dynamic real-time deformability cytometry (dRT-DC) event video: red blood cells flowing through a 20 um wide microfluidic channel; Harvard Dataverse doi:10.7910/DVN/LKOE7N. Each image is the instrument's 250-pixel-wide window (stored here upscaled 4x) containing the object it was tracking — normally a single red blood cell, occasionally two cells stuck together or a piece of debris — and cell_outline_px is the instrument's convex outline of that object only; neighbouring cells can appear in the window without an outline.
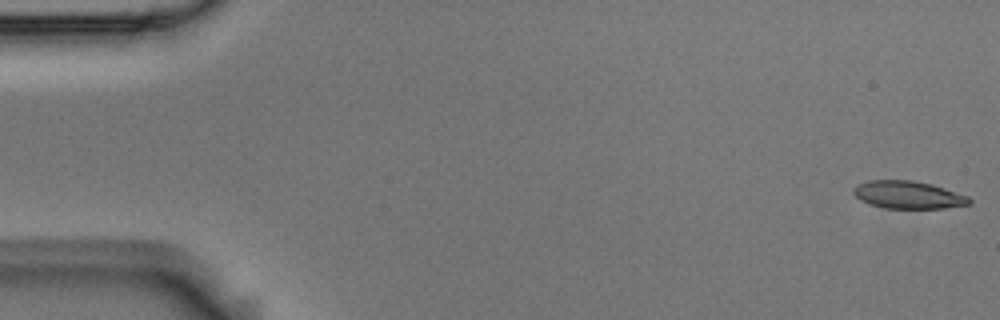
{"species": "Egyptian fruit bat (a non-hibernating species)", "species_latin": "Rousettus aegyptiacus", "temperature_condition": "room temperature", "stored_images_in_passage": 6, "camera_frame_rate_fps": 3000, "um_per_image_px": 0.085, "animal": {"sex": "male"}, "frame": {"image": 1, "passage_image": 1, "time_ms": 0.0, "image_size_px": [1000, 320], "cell_outline_px": [[972, 204], [944, 208], [884, 208], [868, 204], [860, 200], [852, 192], [852, 188], [856, 184], [868, 180], [912, 180], [932, 184], [968, 196], [972, 200]], "centroid_in_image_um": [77.16, 16.56], "position_along_channel_um": 7.8, "area_um2": 18.84}}
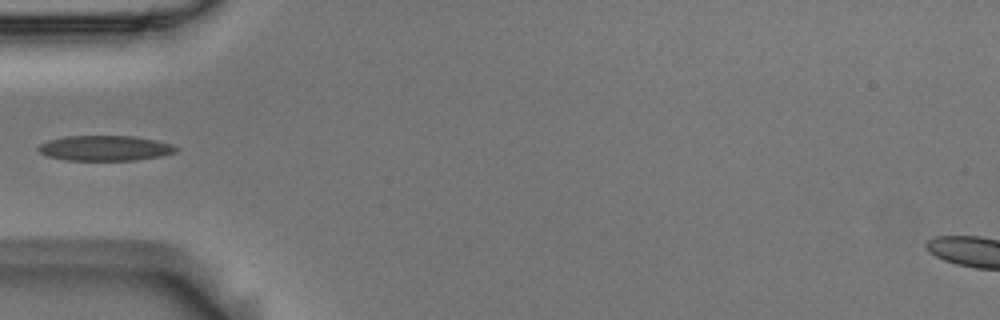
{"frame": {"image": 2, "passage_image": 5, "time_ms": 1.333, "image_size_px": [1000, 320], "cell_outline_px": [[180, 148], [176, 152], [160, 156], [136, 160], [64, 160], [48, 156], [40, 152], [36, 148], [40, 144], [48, 140], [64, 136], [136, 136], [156, 140], [172, 144]], "centroid_in_image_um": [8.94, 12.59], "position_along_channel_um": 76.1, "area_um2": 20.35}}
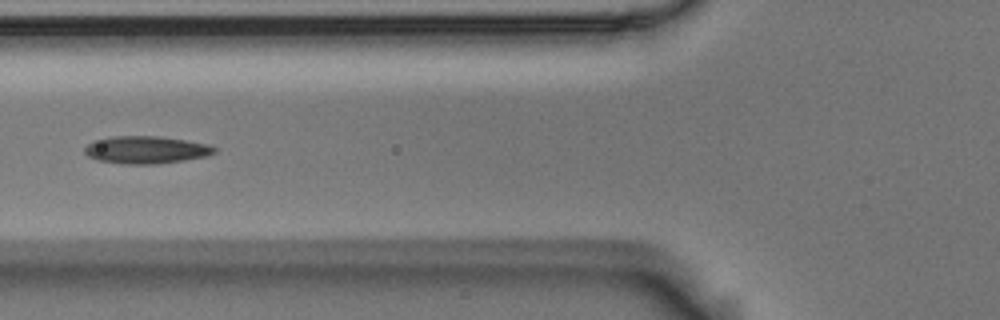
{"frame": {"image": 3, "passage_image": 6, "time_ms": 1.667, "image_size_px": [1000, 320], "cell_outline_px": [[216, 152], [208, 156], [184, 160], [152, 164], [124, 164], [96, 160], [88, 156], [84, 152], [84, 148], [92, 140], [112, 136], [156, 136], [184, 140], [208, 144], [216, 148]], "centroid_in_image_um": [12.38, 12.73], "position_along_channel_um": 113.4, "area_um2": 20.81}}